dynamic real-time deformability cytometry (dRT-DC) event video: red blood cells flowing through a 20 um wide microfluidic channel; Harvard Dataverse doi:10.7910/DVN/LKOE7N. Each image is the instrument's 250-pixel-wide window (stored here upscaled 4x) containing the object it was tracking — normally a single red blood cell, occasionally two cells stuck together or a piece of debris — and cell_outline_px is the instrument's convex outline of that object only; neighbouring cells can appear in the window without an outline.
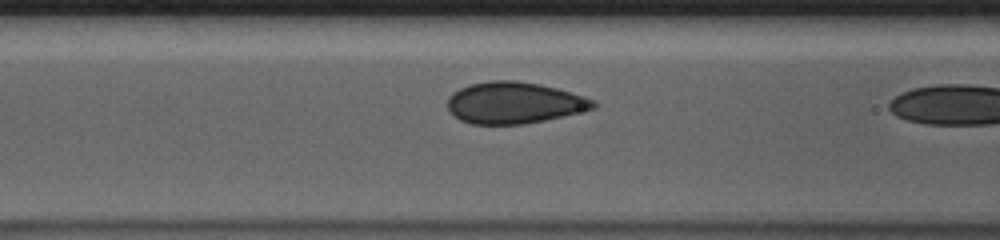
{"species": "human", "species_latin": "Homo sapiens", "temperature_condition": "cold", "stored_images_in_passage": 18, "camera_frame_rate_fps": 3000, "um_per_image_px": 0.085, "donor": {"sex": "male"}, "frame": {"image": 1, "passage_image": 17, "time_ms": 5.333, "image_size_px": [1000, 240], "cell_outline_px": [[600, 104], [596, 108], [544, 120], [524, 124], [472, 124], [460, 120], [448, 108], [448, 96], [452, 92], [460, 88], [472, 84], [492, 80], [516, 80], [540, 84], [556, 88], [584, 96], [596, 100]], "centroid_in_image_um": [43.73, 8.73], "position_along_channel_um": 122.9, "area_um2": 35.26}}